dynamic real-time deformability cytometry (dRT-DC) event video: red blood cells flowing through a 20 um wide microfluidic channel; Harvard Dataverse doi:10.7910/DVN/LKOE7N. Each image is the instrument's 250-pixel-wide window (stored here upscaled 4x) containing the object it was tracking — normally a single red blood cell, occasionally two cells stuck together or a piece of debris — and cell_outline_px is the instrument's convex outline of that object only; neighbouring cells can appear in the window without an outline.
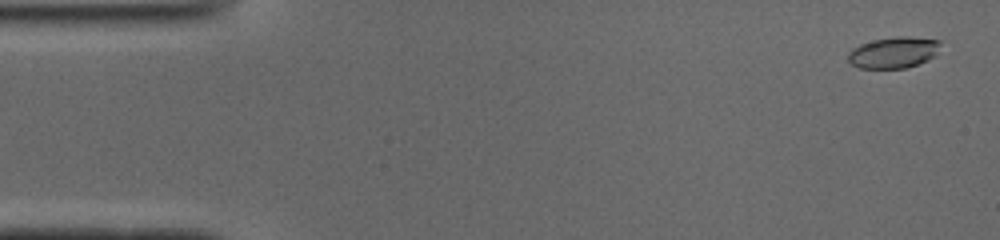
{"species": "common noctule bat (a hibernating species)", "species_latin": "Nyctalus noctula", "temperature_condition": "cold", "stored_images_in_passage": 51, "camera_frame_rate_fps": 3000, "um_per_image_px": 0.085, "animal": {"sex": "male", "body_mass_g": 19.0, "forearm_length_mm": 50.8}, "frame": {"image": 1, "passage_image": 2, "time_ms": 0.333, "image_size_px": [1000, 240], "cell_outline_px": [[940, 44], [936, 56], [928, 60], [904, 68], [860, 68], [852, 64], [848, 60], [848, 52], [852, 48], [860, 44], [872, 40], [896, 36], [908, 36], [940, 40]], "centroid_in_image_um": [75.95, 4.45], "position_along_channel_um": 9.0, "area_um2": 16.88}}
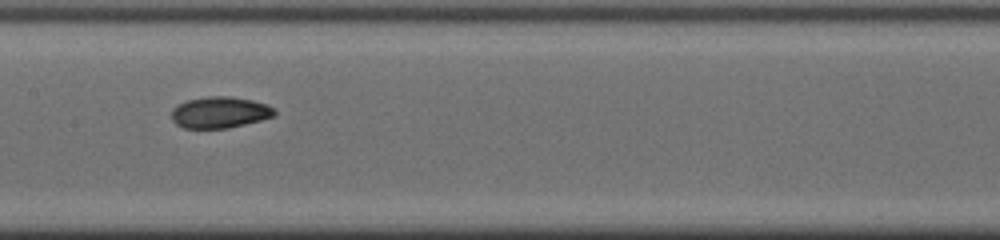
{"frame": {"image": 2, "passage_image": 25, "time_ms": 8.0, "image_size_px": [1000, 240], "cell_outline_px": [[276, 116], [228, 128], [184, 128], [176, 124], [172, 120], [172, 108], [188, 100], [208, 96], [228, 96], [252, 100], [268, 104], [276, 112]], "centroid_in_image_um": [18.69, 9.55], "position_along_channel_um": 188.7, "area_um2": 18.73}}
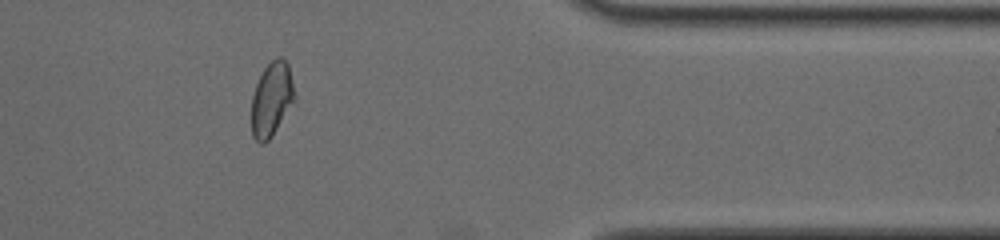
{"frame": {"image": 3, "passage_image": 42, "time_ms": 13.667, "image_size_px": [1000, 240], "cell_outline_px": [[296, 100], [272, 136], [264, 144], [260, 144], [252, 136], [252, 96], [256, 84], [264, 68], [276, 56], [280, 56], [288, 64]], "centroid_in_image_um": [23.09, 8.45], "position_along_channel_um": 388.3, "area_um2": 18.61}, "authors_computed_cell_mechanics": {"area_um2": 18.6116, "velocity_mm_per_s": 3.9248, "shape_relaxation_time_tau1_ms": 3.0095, "shape_relaxation_time_tau2_ms": 2.8792, "deformation_change_tau1": 0.1427, "deformation_change_tau2": 0.0639}}